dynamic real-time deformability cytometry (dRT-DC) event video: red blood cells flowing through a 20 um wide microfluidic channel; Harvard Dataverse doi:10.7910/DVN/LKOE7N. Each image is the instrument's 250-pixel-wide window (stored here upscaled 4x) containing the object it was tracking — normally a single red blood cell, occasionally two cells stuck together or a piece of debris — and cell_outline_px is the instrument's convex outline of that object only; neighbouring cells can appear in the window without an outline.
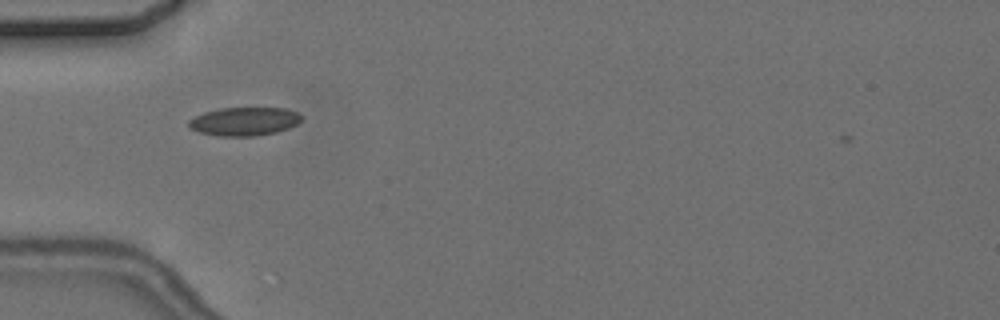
{"species": "common noctule bat (a hibernating species)", "species_latin": "Nyctalus noctula", "temperature_condition": "cold", "stored_images_in_passage": 2, "camera_frame_rate_fps": 3000, "um_per_image_px": 0.085, "animal": {"sex": "female", "body_mass_g": 24.6, "forearm_length_mm": 56.2}, "frame": {"image": 1, "passage_image": 1, "time_ms": 0.0, "image_size_px": [1000, 320], "cell_outline_px": [[304, 116], [296, 124], [288, 128], [276, 132], [256, 136], [220, 136], [200, 132], [188, 128], [188, 120], [204, 112], [220, 108], [288, 108]], "centroid_in_image_um": [20.76, 10.32], "position_along_channel_um": 64.2, "area_um2": 18.73}}
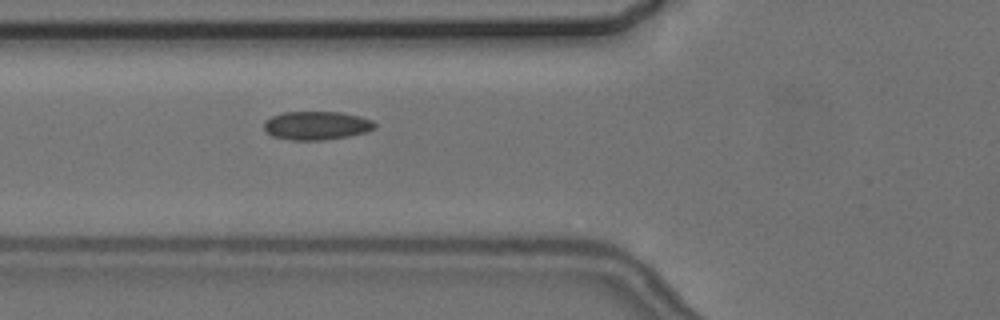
{"frame": {"image": 2, "passage_image": 2, "time_ms": 1.0, "image_size_px": [1000, 320], "cell_outline_px": [[376, 128], [368, 132], [348, 136], [324, 140], [292, 140], [272, 136], [264, 128], [264, 120], [272, 116], [284, 112], [340, 112], [360, 116], [372, 120], [376, 124]], "centroid_in_image_um": [26.93, 10.67], "position_along_channel_um": 98.9, "area_um2": 18.5}}